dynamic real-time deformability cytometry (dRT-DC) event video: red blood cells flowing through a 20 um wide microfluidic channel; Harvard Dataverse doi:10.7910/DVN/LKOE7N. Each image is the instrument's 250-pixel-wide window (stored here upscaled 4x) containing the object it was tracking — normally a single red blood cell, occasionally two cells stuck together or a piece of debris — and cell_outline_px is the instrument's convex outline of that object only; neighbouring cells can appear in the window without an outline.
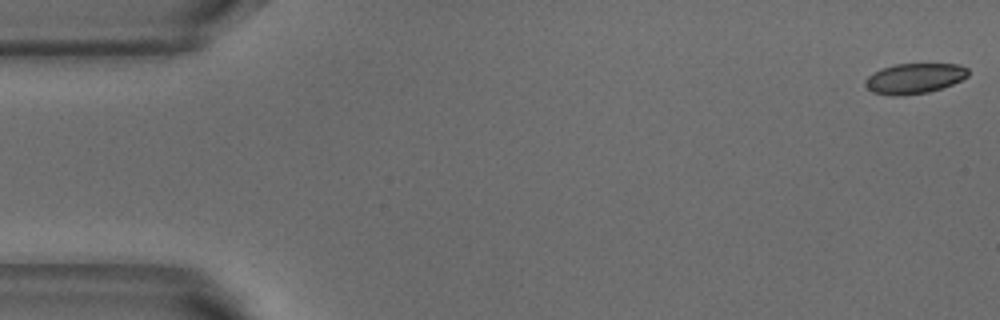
{"species": "common noctule bat (a hibernating species)", "species_latin": "Nyctalus noctula", "temperature_condition": "warm", "stored_images_in_passage": 2, "camera_frame_rate_fps": 3000, "um_per_image_px": 0.085, "animal": {"sex": "male", "body_mass_g": 18.8}, "frame": {"image": 1, "passage_image": 1, "time_ms": 0.0, "image_size_px": [1000, 320], "cell_outline_px": [[968, 76], [952, 84], [928, 92], [896, 96], [892, 96], [872, 92], [864, 84], [864, 80], [872, 72], [896, 64], [960, 64], [968, 68]], "centroid_in_image_um": [77.7, 6.66], "position_along_channel_um": 7.3, "area_um2": 18.09}}